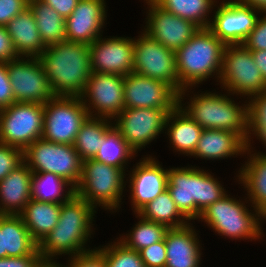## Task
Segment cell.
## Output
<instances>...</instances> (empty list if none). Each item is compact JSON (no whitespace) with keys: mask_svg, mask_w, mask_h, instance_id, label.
<instances>
[{"mask_svg":"<svg viewBox=\"0 0 266 267\" xmlns=\"http://www.w3.org/2000/svg\"><path fill=\"white\" fill-rule=\"evenodd\" d=\"M56 96L80 97L92 73L89 45L62 41L38 57Z\"/></svg>","mask_w":266,"mask_h":267,"instance_id":"6da1fadb","label":"cell"},{"mask_svg":"<svg viewBox=\"0 0 266 267\" xmlns=\"http://www.w3.org/2000/svg\"><path fill=\"white\" fill-rule=\"evenodd\" d=\"M95 210L76 193L62 203L58 223L38 244L42 259L54 260L62 254L72 257L89 251L85 246L93 232Z\"/></svg>","mask_w":266,"mask_h":267,"instance_id":"7a4b0ae2","label":"cell"},{"mask_svg":"<svg viewBox=\"0 0 266 267\" xmlns=\"http://www.w3.org/2000/svg\"><path fill=\"white\" fill-rule=\"evenodd\" d=\"M225 46L208 28H200L175 52L177 76L185 88L178 94V101H183L188 89L192 90L194 85L201 84L210 76L215 75L218 82Z\"/></svg>","mask_w":266,"mask_h":267,"instance_id":"3957f363","label":"cell"},{"mask_svg":"<svg viewBox=\"0 0 266 267\" xmlns=\"http://www.w3.org/2000/svg\"><path fill=\"white\" fill-rule=\"evenodd\" d=\"M167 189L179 211L189 221L197 220L209 205L227 194L217 178L193 166L170 168Z\"/></svg>","mask_w":266,"mask_h":267,"instance_id":"277c9868","label":"cell"},{"mask_svg":"<svg viewBox=\"0 0 266 267\" xmlns=\"http://www.w3.org/2000/svg\"><path fill=\"white\" fill-rule=\"evenodd\" d=\"M244 103L239 106L225 94L202 92L191 96L187 106L182 101L178 106L203 129L231 131L249 143L247 100Z\"/></svg>","mask_w":266,"mask_h":267,"instance_id":"5b68a950","label":"cell"},{"mask_svg":"<svg viewBox=\"0 0 266 267\" xmlns=\"http://www.w3.org/2000/svg\"><path fill=\"white\" fill-rule=\"evenodd\" d=\"M125 170L86 159L82 161L81 177L75 193L96 209L101 206L112 213L117 212L121 208L123 190L127 185V180L124 181Z\"/></svg>","mask_w":266,"mask_h":267,"instance_id":"8992f818","label":"cell"},{"mask_svg":"<svg viewBox=\"0 0 266 267\" xmlns=\"http://www.w3.org/2000/svg\"><path fill=\"white\" fill-rule=\"evenodd\" d=\"M244 201L226 194L220 200L209 205L198 218L212 228L215 233L238 239L256 241L263 235L261 214L258 210L250 212Z\"/></svg>","mask_w":266,"mask_h":267,"instance_id":"52a82bcc","label":"cell"},{"mask_svg":"<svg viewBox=\"0 0 266 267\" xmlns=\"http://www.w3.org/2000/svg\"><path fill=\"white\" fill-rule=\"evenodd\" d=\"M218 82L228 96L236 94L251 98L266 91V83L251 50L243 44L225 46Z\"/></svg>","mask_w":266,"mask_h":267,"instance_id":"ba28073f","label":"cell"},{"mask_svg":"<svg viewBox=\"0 0 266 267\" xmlns=\"http://www.w3.org/2000/svg\"><path fill=\"white\" fill-rule=\"evenodd\" d=\"M23 160L32 173L56 174L74 188L80 181L82 160L73 145L53 143L40 138L23 151Z\"/></svg>","mask_w":266,"mask_h":267,"instance_id":"9c48e42d","label":"cell"},{"mask_svg":"<svg viewBox=\"0 0 266 267\" xmlns=\"http://www.w3.org/2000/svg\"><path fill=\"white\" fill-rule=\"evenodd\" d=\"M44 104L12 103L0 110V143L25 150L42 138Z\"/></svg>","mask_w":266,"mask_h":267,"instance_id":"30bf717a","label":"cell"},{"mask_svg":"<svg viewBox=\"0 0 266 267\" xmlns=\"http://www.w3.org/2000/svg\"><path fill=\"white\" fill-rule=\"evenodd\" d=\"M133 72L165 82L177 94L185 88L180 84L176 69V54L146 32L134 38Z\"/></svg>","mask_w":266,"mask_h":267,"instance_id":"8fae6325","label":"cell"},{"mask_svg":"<svg viewBox=\"0 0 266 267\" xmlns=\"http://www.w3.org/2000/svg\"><path fill=\"white\" fill-rule=\"evenodd\" d=\"M89 116L80 97L56 96L44 104V140L74 145L81 125Z\"/></svg>","mask_w":266,"mask_h":267,"instance_id":"7c38bea8","label":"cell"},{"mask_svg":"<svg viewBox=\"0 0 266 267\" xmlns=\"http://www.w3.org/2000/svg\"><path fill=\"white\" fill-rule=\"evenodd\" d=\"M6 63L16 102L45 104L56 97L39 58L19 57Z\"/></svg>","mask_w":266,"mask_h":267,"instance_id":"4fadbf2b","label":"cell"},{"mask_svg":"<svg viewBox=\"0 0 266 267\" xmlns=\"http://www.w3.org/2000/svg\"><path fill=\"white\" fill-rule=\"evenodd\" d=\"M168 114L164 109L124 108L112 122L128 146L137 154L158 138L161 132L164 133Z\"/></svg>","mask_w":266,"mask_h":267,"instance_id":"5bb4252c","label":"cell"},{"mask_svg":"<svg viewBox=\"0 0 266 267\" xmlns=\"http://www.w3.org/2000/svg\"><path fill=\"white\" fill-rule=\"evenodd\" d=\"M80 98L89 116L113 120L125 108L124 76L92 72Z\"/></svg>","mask_w":266,"mask_h":267,"instance_id":"9a60e30c","label":"cell"},{"mask_svg":"<svg viewBox=\"0 0 266 267\" xmlns=\"http://www.w3.org/2000/svg\"><path fill=\"white\" fill-rule=\"evenodd\" d=\"M220 3L208 29L225 45L243 44L262 11L243 2L223 0Z\"/></svg>","mask_w":266,"mask_h":267,"instance_id":"2e32d148","label":"cell"},{"mask_svg":"<svg viewBox=\"0 0 266 267\" xmlns=\"http://www.w3.org/2000/svg\"><path fill=\"white\" fill-rule=\"evenodd\" d=\"M144 1L149 7L146 27L142 31L166 48L176 52L200 29L194 22L163 10L153 0Z\"/></svg>","mask_w":266,"mask_h":267,"instance_id":"e0dca14e","label":"cell"},{"mask_svg":"<svg viewBox=\"0 0 266 267\" xmlns=\"http://www.w3.org/2000/svg\"><path fill=\"white\" fill-rule=\"evenodd\" d=\"M124 105L164 109L169 113L178 105V94L163 81L132 72L124 76Z\"/></svg>","mask_w":266,"mask_h":267,"instance_id":"ac0fdd59","label":"cell"},{"mask_svg":"<svg viewBox=\"0 0 266 267\" xmlns=\"http://www.w3.org/2000/svg\"><path fill=\"white\" fill-rule=\"evenodd\" d=\"M89 45L92 72L126 76L133 72L134 39L131 37L102 38Z\"/></svg>","mask_w":266,"mask_h":267,"instance_id":"d6986e66","label":"cell"},{"mask_svg":"<svg viewBox=\"0 0 266 267\" xmlns=\"http://www.w3.org/2000/svg\"><path fill=\"white\" fill-rule=\"evenodd\" d=\"M152 156L142 158L130 172L129 188L131 206L137 214L149 202L167 190L168 169L162 168Z\"/></svg>","mask_w":266,"mask_h":267,"instance_id":"ffe728a7","label":"cell"},{"mask_svg":"<svg viewBox=\"0 0 266 267\" xmlns=\"http://www.w3.org/2000/svg\"><path fill=\"white\" fill-rule=\"evenodd\" d=\"M105 3L104 0H79L65 19L66 40L90 45L99 38L107 18Z\"/></svg>","mask_w":266,"mask_h":267,"instance_id":"44dd1931","label":"cell"},{"mask_svg":"<svg viewBox=\"0 0 266 267\" xmlns=\"http://www.w3.org/2000/svg\"><path fill=\"white\" fill-rule=\"evenodd\" d=\"M191 223L170 228L164 236L167 261L165 267H200L202 244Z\"/></svg>","mask_w":266,"mask_h":267,"instance_id":"7402d4cb","label":"cell"},{"mask_svg":"<svg viewBox=\"0 0 266 267\" xmlns=\"http://www.w3.org/2000/svg\"><path fill=\"white\" fill-rule=\"evenodd\" d=\"M32 171L23 162L0 181V215H20L31 199Z\"/></svg>","mask_w":266,"mask_h":267,"instance_id":"603a6c76","label":"cell"},{"mask_svg":"<svg viewBox=\"0 0 266 267\" xmlns=\"http://www.w3.org/2000/svg\"><path fill=\"white\" fill-rule=\"evenodd\" d=\"M248 143L238 134L218 129H203L193 157L220 160L246 152Z\"/></svg>","mask_w":266,"mask_h":267,"instance_id":"cb8c5ba5","label":"cell"},{"mask_svg":"<svg viewBox=\"0 0 266 267\" xmlns=\"http://www.w3.org/2000/svg\"><path fill=\"white\" fill-rule=\"evenodd\" d=\"M19 57L38 58L46 46L41 40L34 15L29 6L5 26Z\"/></svg>","mask_w":266,"mask_h":267,"instance_id":"d4e9b609","label":"cell"},{"mask_svg":"<svg viewBox=\"0 0 266 267\" xmlns=\"http://www.w3.org/2000/svg\"><path fill=\"white\" fill-rule=\"evenodd\" d=\"M251 148L252 145H248L245 154L250 158L237 171V179L246 188L249 198L246 201H250L251 207L261 213L266 208V153L258 151L251 154L254 152Z\"/></svg>","mask_w":266,"mask_h":267,"instance_id":"484cf974","label":"cell"},{"mask_svg":"<svg viewBox=\"0 0 266 267\" xmlns=\"http://www.w3.org/2000/svg\"><path fill=\"white\" fill-rule=\"evenodd\" d=\"M169 127V128H168ZM165 129L170 138L169 143L175 152L193 155L203 128L192 120L178 105L169 112Z\"/></svg>","mask_w":266,"mask_h":267,"instance_id":"4316f807","label":"cell"},{"mask_svg":"<svg viewBox=\"0 0 266 267\" xmlns=\"http://www.w3.org/2000/svg\"><path fill=\"white\" fill-rule=\"evenodd\" d=\"M61 204L30 199L20 214L32 238L39 244L56 226Z\"/></svg>","mask_w":266,"mask_h":267,"instance_id":"83f0119b","label":"cell"},{"mask_svg":"<svg viewBox=\"0 0 266 267\" xmlns=\"http://www.w3.org/2000/svg\"><path fill=\"white\" fill-rule=\"evenodd\" d=\"M1 231L7 257H22L38 251V243L32 238L20 215H1Z\"/></svg>","mask_w":266,"mask_h":267,"instance_id":"f1b7e54d","label":"cell"},{"mask_svg":"<svg viewBox=\"0 0 266 267\" xmlns=\"http://www.w3.org/2000/svg\"><path fill=\"white\" fill-rule=\"evenodd\" d=\"M31 188V199L48 203L62 204L75 194L67 180L49 172L32 173Z\"/></svg>","mask_w":266,"mask_h":267,"instance_id":"f546056e","label":"cell"},{"mask_svg":"<svg viewBox=\"0 0 266 267\" xmlns=\"http://www.w3.org/2000/svg\"><path fill=\"white\" fill-rule=\"evenodd\" d=\"M111 119L88 116L79 129L74 148L82 161L93 159L102 146L106 131L113 125Z\"/></svg>","mask_w":266,"mask_h":267,"instance_id":"4dcf8cb0","label":"cell"},{"mask_svg":"<svg viewBox=\"0 0 266 267\" xmlns=\"http://www.w3.org/2000/svg\"><path fill=\"white\" fill-rule=\"evenodd\" d=\"M45 46L66 40L65 19L49 5L40 0L28 3Z\"/></svg>","mask_w":266,"mask_h":267,"instance_id":"1f68e13d","label":"cell"},{"mask_svg":"<svg viewBox=\"0 0 266 267\" xmlns=\"http://www.w3.org/2000/svg\"><path fill=\"white\" fill-rule=\"evenodd\" d=\"M137 214L145 220L163 224L168 229L183 227L190 222L179 211L168 189L149 202Z\"/></svg>","mask_w":266,"mask_h":267,"instance_id":"d6a6232c","label":"cell"},{"mask_svg":"<svg viewBox=\"0 0 266 267\" xmlns=\"http://www.w3.org/2000/svg\"><path fill=\"white\" fill-rule=\"evenodd\" d=\"M163 10L194 22L200 28H208L209 14L217 0H153ZM211 11V12H210Z\"/></svg>","mask_w":266,"mask_h":267,"instance_id":"836d02e7","label":"cell"},{"mask_svg":"<svg viewBox=\"0 0 266 267\" xmlns=\"http://www.w3.org/2000/svg\"><path fill=\"white\" fill-rule=\"evenodd\" d=\"M135 152L122 138L120 131L112 125L104 135L102 146L97 151L94 160L125 169L129 159L135 157Z\"/></svg>","mask_w":266,"mask_h":267,"instance_id":"e575fe53","label":"cell"},{"mask_svg":"<svg viewBox=\"0 0 266 267\" xmlns=\"http://www.w3.org/2000/svg\"><path fill=\"white\" fill-rule=\"evenodd\" d=\"M136 218L140 221L135 224L126 236H120L118 239L125 247L131 250L140 251L154 243L162 241L168 228L160 223L145 220L138 214Z\"/></svg>","mask_w":266,"mask_h":267,"instance_id":"d590c367","label":"cell"},{"mask_svg":"<svg viewBox=\"0 0 266 267\" xmlns=\"http://www.w3.org/2000/svg\"><path fill=\"white\" fill-rule=\"evenodd\" d=\"M257 136L266 146V91L251 97L248 101V136Z\"/></svg>","mask_w":266,"mask_h":267,"instance_id":"8d00e7d4","label":"cell"},{"mask_svg":"<svg viewBox=\"0 0 266 267\" xmlns=\"http://www.w3.org/2000/svg\"><path fill=\"white\" fill-rule=\"evenodd\" d=\"M98 249L105 255L107 267H145L140 253L128 249L118 240Z\"/></svg>","mask_w":266,"mask_h":267,"instance_id":"74e56055","label":"cell"},{"mask_svg":"<svg viewBox=\"0 0 266 267\" xmlns=\"http://www.w3.org/2000/svg\"><path fill=\"white\" fill-rule=\"evenodd\" d=\"M23 162V150L0 143V181Z\"/></svg>","mask_w":266,"mask_h":267,"instance_id":"f35d334b","label":"cell"},{"mask_svg":"<svg viewBox=\"0 0 266 267\" xmlns=\"http://www.w3.org/2000/svg\"><path fill=\"white\" fill-rule=\"evenodd\" d=\"M145 267H165L167 256L164 239L139 251Z\"/></svg>","mask_w":266,"mask_h":267,"instance_id":"ab89813d","label":"cell"},{"mask_svg":"<svg viewBox=\"0 0 266 267\" xmlns=\"http://www.w3.org/2000/svg\"><path fill=\"white\" fill-rule=\"evenodd\" d=\"M68 261L67 267H107L105 255L96 247L69 257Z\"/></svg>","mask_w":266,"mask_h":267,"instance_id":"60d3db41","label":"cell"},{"mask_svg":"<svg viewBox=\"0 0 266 267\" xmlns=\"http://www.w3.org/2000/svg\"><path fill=\"white\" fill-rule=\"evenodd\" d=\"M263 15V17H261ZM243 45L251 51L266 50V12H262Z\"/></svg>","mask_w":266,"mask_h":267,"instance_id":"b9f144b4","label":"cell"},{"mask_svg":"<svg viewBox=\"0 0 266 267\" xmlns=\"http://www.w3.org/2000/svg\"><path fill=\"white\" fill-rule=\"evenodd\" d=\"M28 7L25 0H0V26H6L16 15Z\"/></svg>","mask_w":266,"mask_h":267,"instance_id":"7bdbcfd3","label":"cell"},{"mask_svg":"<svg viewBox=\"0 0 266 267\" xmlns=\"http://www.w3.org/2000/svg\"><path fill=\"white\" fill-rule=\"evenodd\" d=\"M11 82L7 71V63L0 62V110L15 103Z\"/></svg>","mask_w":266,"mask_h":267,"instance_id":"ee69618b","label":"cell"},{"mask_svg":"<svg viewBox=\"0 0 266 267\" xmlns=\"http://www.w3.org/2000/svg\"><path fill=\"white\" fill-rule=\"evenodd\" d=\"M19 58L17 55L11 36L6 27L0 26V62H9Z\"/></svg>","mask_w":266,"mask_h":267,"instance_id":"f6af8a7d","label":"cell"},{"mask_svg":"<svg viewBox=\"0 0 266 267\" xmlns=\"http://www.w3.org/2000/svg\"><path fill=\"white\" fill-rule=\"evenodd\" d=\"M41 259L42 256L38 250L35 254L22 257L0 258V267H35Z\"/></svg>","mask_w":266,"mask_h":267,"instance_id":"bcb514c9","label":"cell"},{"mask_svg":"<svg viewBox=\"0 0 266 267\" xmlns=\"http://www.w3.org/2000/svg\"><path fill=\"white\" fill-rule=\"evenodd\" d=\"M56 10L64 19L69 17L79 0H40Z\"/></svg>","mask_w":266,"mask_h":267,"instance_id":"7dc6e473","label":"cell"},{"mask_svg":"<svg viewBox=\"0 0 266 267\" xmlns=\"http://www.w3.org/2000/svg\"><path fill=\"white\" fill-rule=\"evenodd\" d=\"M254 63L259 68L263 79L266 83V50L251 51Z\"/></svg>","mask_w":266,"mask_h":267,"instance_id":"c3c4849f","label":"cell"},{"mask_svg":"<svg viewBox=\"0 0 266 267\" xmlns=\"http://www.w3.org/2000/svg\"><path fill=\"white\" fill-rule=\"evenodd\" d=\"M241 2L266 12V0H242Z\"/></svg>","mask_w":266,"mask_h":267,"instance_id":"681fc988","label":"cell"},{"mask_svg":"<svg viewBox=\"0 0 266 267\" xmlns=\"http://www.w3.org/2000/svg\"><path fill=\"white\" fill-rule=\"evenodd\" d=\"M35 267H67V265H62L59 262L57 263L56 260L53 259H41Z\"/></svg>","mask_w":266,"mask_h":267,"instance_id":"f907efd6","label":"cell"},{"mask_svg":"<svg viewBox=\"0 0 266 267\" xmlns=\"http://www.w3.org/2000/svg\"><path fill=\"white\" fill-rule=\"evenodd\" d=\"M7 252L4 250L3 232L1 231V215H0V258H6Z\"/></svg>","mask_w":266,"mask_h":267,"instance_id":"816d5d0a","label":"cell"},{"mask_svg":"<svg viewBox=\"0 0 266 267\" xmlns=\"http://www.w3.org/2000/svg\"><path fill=\"white\" fill-rule=\"evenodd\" d=\"M260 214H261V220L260 221L262 222V220H263V222H264V219L266 220V208Z\"/></svg>","mask_w":266,"mask_h":267,"instance_id":"f5cc1de1","label":"cell"},{"mask_svg":"<svg viewBox=\"0 0 266 267\" xmlns=\"http://www.w3.org/2000/svg\"><path fill=\"white\" fill-rule=\"evenodd\" d=\"M228 1H235V2H241L242 0H228Z\"/></svg>","mask_w":266,"mask_h":267,"instance_id":"db71d44e","label":"cell"},{"mask_svg":"<svg viewBox=\"0 0 266 267\" xmlns=\"http://www.w3.org/2000/svg\"><path fill=\"white\" fill-rule=\"evenodd\" d=\"M25 1H27L28 3H30V2H32V1H34V0H25Z\"/></svg>","mask_w":266,"mask_h":267,"instance_id":"11a10c76","label":"cell"}]
</instances>
